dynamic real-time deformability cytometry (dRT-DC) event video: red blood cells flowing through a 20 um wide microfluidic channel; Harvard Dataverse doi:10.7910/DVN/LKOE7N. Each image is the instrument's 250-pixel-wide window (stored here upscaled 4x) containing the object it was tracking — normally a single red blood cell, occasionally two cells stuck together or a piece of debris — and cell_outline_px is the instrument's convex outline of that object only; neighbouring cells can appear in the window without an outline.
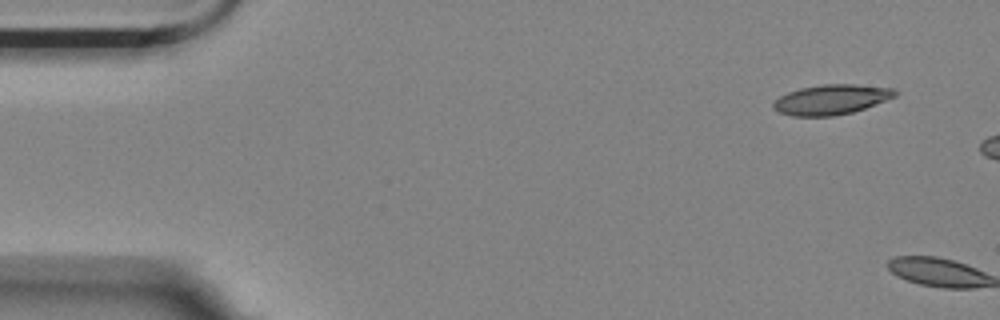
{"species": "Egyptian fruit bat (a non-hibernating species)", "species_latin": "Rousettus aegyptiacus", "temperature_condition": "room temperature", "stored_images_in_passage": 2, "camera_frame_rate_fps": 3000, "um_per_image_px": 0.085, "animal": {"sex": "female"}, "frame": {"image": 1, "passage_image": 1, "time_ms": 0.0, "image_size_px": [1000, 320], "cell_outline_px": [[896, 96], [864, 108], [852, 112], [832, 116], [792, 116], [780, 112], [772, 108], [772, 104], [780, 96], [788, 92], [800, 88], [824, 84], [856, 84], [892, 88], [896, 92]], "centroid_in_image_um": [70.63, 8.46], "position_along_channel_um": 14.4, "area_um2": 21.04}}